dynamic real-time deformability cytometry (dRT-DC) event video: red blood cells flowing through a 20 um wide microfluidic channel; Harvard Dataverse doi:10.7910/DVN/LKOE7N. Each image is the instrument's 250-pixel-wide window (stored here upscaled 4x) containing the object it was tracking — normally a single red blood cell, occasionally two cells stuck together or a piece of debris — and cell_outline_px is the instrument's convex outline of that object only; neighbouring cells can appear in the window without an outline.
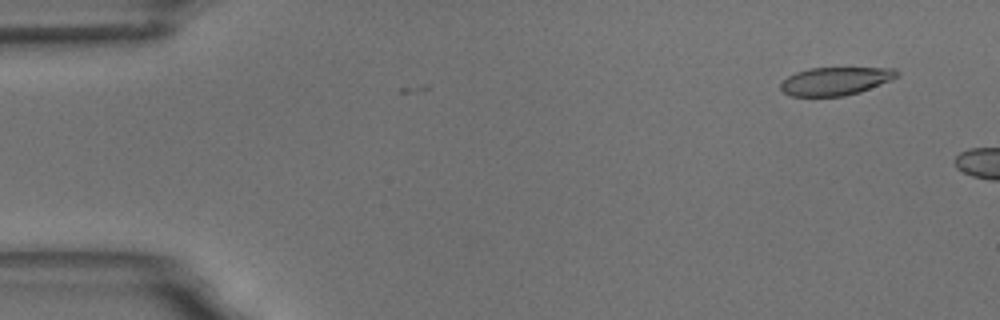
{"species": "common noctule bat (a hibernating species)", "species_latin": "Nyctalus noctula", "temperature_condition": "room temperature", "stored_images_in_passage": 4, "camera_frame_rate_fps": 3000, "um_per_image_px": 0.085, "animal": {"sex": "male", "body_mass_g": 18.8}, "frame": {"image": 1, "passage_image": 4, "time_ms": 1.0, "image_size_px": [1000, 320], "cell_outline_px": [[900, 76], [892, 80], [860, 92], [844, 96], [792, 96], [784, 92], [780, 88], [780, 84], [788, 76], [796, 72], [808, 68], [896, 68], [900, 72]], "centroid_in_image_um": [71.06, 6.89], "position_along_channel_um": 13.9, "area_um2": 19.13}}